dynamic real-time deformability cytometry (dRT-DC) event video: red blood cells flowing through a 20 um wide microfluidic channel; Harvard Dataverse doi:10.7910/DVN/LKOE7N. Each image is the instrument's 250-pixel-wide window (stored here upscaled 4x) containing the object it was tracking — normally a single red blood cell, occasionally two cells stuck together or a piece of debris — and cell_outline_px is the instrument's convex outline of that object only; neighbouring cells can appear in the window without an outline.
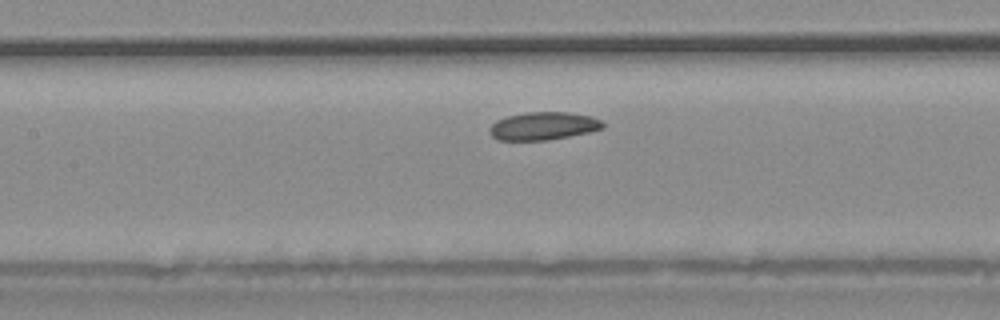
{"species": "common noctule bat (a hibernating species)", "species_latin": "Nyctalus noctula", "temperature_condition": "warm", "stored_images_in_passage": 12, "camera_frame_rate_fps": 3000, "um_per_image_px": 0.085, "animal": {"sex": "male", "body_mass_g": 20.4}, "frame": {"image": 1, "passage_image": 10, "time_ms": 3.0, "image_size_px": [1000, 320], "cell_outline_px": [[604, 128], [592, 132], [548, 140], [496, 140], [488, 132], [488, 128], [496, 120], [508, 116], [528, 112], [568, 112], [592, 116], [600, 120], [604, 124]], "centroid_in_image_um": [46.18, 10.71], "position_along_channel_um": 161.2, "area_um2": 18.61}}